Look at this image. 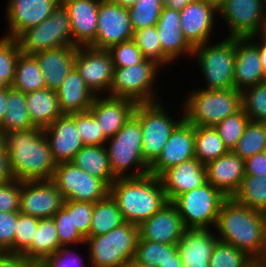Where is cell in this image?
Returning <instances> with one entry per match:
<instances>
[{"mask_svg": "<svg viewBox=\"0 0 266 267\" xmlns=\"http://www.w3.org/2000/svg\"><path fill=\"white\" fill-rule=\"evenodd\" d=\"M6 152L11 172L18 181L51 180L56 169L43 129L6 134Z\"/></svg>", "mask_w": 266, "mask_h": 267, "instance_id": "cell-1", "label": "cell"}, {"mask_svg": "<svg viewBox=\"0 0 266 267\" xmlns=\"http://www.w3.org/2000/svg\"><path fill=\"white\" fill-rule=\"evenodd\" d=\"M218 240L235 246L258 261L266 252L263 212L227 198L221 205L216 226Z\"/></svg>", "mask_w": 266, "mask_h": 267, "instance_id": "cell-2", "label": "cell"}, {"mask_svg": "<svg viewBox=\"0 0 266 267\" xmlns=\"http://www.w3.org/2000/svg\"><path fill=\"white\" fill-rule=\"evenodd\" d=\"M125 222L139 225L158 212L168 200L158 176L117 178L109 187Z\"/></svg>", "mask_w": 266, "mask_h": 267, "instance_id": "cell-3", "label": "cell"}, {"mask_svg": "<svg viewBox=\"0 0 266 267\" xmlns=\"http://www.w3.org/2000/svg\"><path fill=\"white\" fill-rule=\"evenodd\" d=\"M183 104L184 118L194 127L215 126L242 109L241 92L198 89L186 96Z\"/></svg>", "mask_w": 266, "mask_h": 267, "instance_id": "cell-4", "label": "cell"}, {"mask_svg": "<svg viewBox=\"0 0 266 267\" xmlns=\"http://www.w3.org/2000/svg\"><path fill=\"white\" fill-rule=\"evenodd\" d=\"M142 138L140 121L133 115L112 138L107 139L105 147L116 178L140 177L149 173V165L143 157ZM131 167L142 170L126 173Z\"/></svg>", "mask_w": 266, "mask_h": 267, "instance_id": "cell-5", "label": "cell"}, {"mask_svg": "<svg viewBox=\"0 0 266 267\" xmlns=\"http://www.w3.org/2000/svg\"><path fill=\"white\" fill-rule=\"evenodd\" d=\"M138 239V225L128 222L106 234L86 237L90 266L123 267L134 258Z\"/></svg>", "mask_w": 266, "mask_h": 267, "instance_id": "cell-6", "label": "cell"}, {"mask_svg": "<svg viewBox=\"0 0 266 267\" xmlns=\"http://www.w3.org/2000/svg\"><path fill=\"white\" fill-rule=\"evenodd\" d=\"M15 39L20 52L26 55L73 46L71 24L66 8L60 2L50 17L24 30Z\"/></svg>", "mask_w": 266, "mask_h": 267, "instance_id": "cell-7", "label": "cell"}, {"mask_svg": "<svg viewBox=\"0 0 266 267\" xmlns=\"http://www.w3.org/2000/svg\"><path fill=\"white\" fill-rule=\"evenodd\" d=\"M198 67L205 78V89L226 90L234 88L235 38L226 37L217 44L208 42L194 47Z\"/></svg>", "mask_w": 266, "mask_h": 267, "instance_id": "cell-8", "label": "cell"}, {"mask_svg": "<svg viewBox=\"0 0 266 267\" xmlns=\"http://www.w3.org/2000/svg\"><path fill=\"white\" fill-rule=\"evenodd\" d=\"M227 199L208 181L177 196L172 203L187 229H210L216 226L222 203Z\"/></svg>", "mask_w": 266, "mask_h": 267, "instance_id": "cell-9", "label": "cell"}, {"mask_svg": "<svg viewBox=\"0 0 266 267\" xmlns=\"http://www.w3.org/2000/svg\"><path fill=\"white\" fill-rule=\"evenodd\" d=\"M133 115L140 121L145 162L150 166L159 156L174 128L184 119H172L160 101L138 103Z\"/></svg>", "mask_w": 266, "mask_h": 267, "instance_id": "cell-10", "label": "cell"}, {"mask_svg": "<svg viewBox=\"0 0 266 267\" xmlns=\"http://www.w3.org/2000/svg\"><path fill=\"white\" fill-rule=\"evenodd\" d=\"M160 67L155 61L145 59L130 67L114 68L107 96L130 99L136 104L159 101L154 83L157 82L156 75Z\"/></svg>", "mask_w": 266, "mask_h": 267, "instance_id": "cell-11", "label": "cell"}, {"mask_svg": "<svg viewBox=\"0 0 266 267\" xmlns=\"http://www.w3.org/2000/svg\"><path fill=\"white\" fill-rule=\"evenodd\" d=\"M51 181L64 200L95 203L109 194V187L102 180L83 171L73 162L57 164Z\"/></svg>", "mask_w": 266, "mask_h": 267, "instance_id": "cell-12", "label": "cell"}, {"mask_svg": "<svg viewBox=\"0 0 266 267\" xmlns=\"http://www.w3.org/2000/svg\"><path fill=\"white\" fill-rule=\"evenodd\" d=\"M226 22L230 38H248L264 33L266 8L263 0H227L218 10Z\"/></svg>", "mask_w": 266, "mask_h": 267, "instance_id": "cell-13", "label": "cell"}, {"mask_svg": "<svg viewBox=\"0 0 266 267\" xmlns=\"http://www.w3.org/2000/svg\"><path fill=\"white\" fill-rule=\"evenodd\" d=\"M133 32L128 8L111 0H101L96 37L89 47L108 50L114 45L131 40Z\"/></svg>", "mask_w": 266, "mask_h": 267, "instance_id": "cell-14", "label": "cell"}, {"mask_svg": "<svg viewBox=\"0 0 266 267\" xmlns=\"http://www.w3.org/2000/svg\"><path fill=\"white\" fill-rule=\"evenodd\" d=\"M75 68L95 96L110 92L114 66L108 50L77 47Z\"/></svg>", "mask_w": 266, "mask_h": 267, "instance_id": "cell-15", "label": "cell"}, {"mask_svg": "<svg viewBox=\"0 0 266 267\" xmlns=\"http://www.w3.org/2000/svg\"><path fill=\"white\" fill-rule=\"evenodd\" d=\"M64 198L51 180L21 182L19 212L51 218L63 206Z\"/></svg>", "mask_w": 266, "mask_h": 267, "instance_id": "cell-16", "label": "cell"}, {"mask_svg": "<svg viewBox=\"0 0 266 267\" xmlns=\"http://www.w3.org/2000/svg\"><path fill=\"white\" fill-rule=\"evenodd\" d=\"M195 127L185 118L174 128L158 158L149 166V173L160 176L165 170L195 158Z\"/></svg>", "mask_w": 266, "mask_h": 267, "instance_id": "cell-17", "label": "cell"}, {"mask_svg": "<svg viewBox=\"0 0 266 267\" xmlns=\"http://www.w3.org/2000/svg\"><path fill=\"white\" fill-rule=\"evenodd\" d=\"M61 0H9L6 9L8 33L16 38L24 30L40 24L51 16Z\"/></svg>", "mask_w": 266, "mask_h": 267, "instance_id": "cell-18", "label": "cell"}, {"mask_svg": "<svg viewBox=\"0 0 266 267\" xmlns=\"http://www.w3.org/2000/svg\"><path fill=\"white\" fill-rule=\"evenodd\" d=\"M138 229L139 239L177 244L187 228L175 205L168 202L149 219L141 222Z\"/></svg>", "mask_w": 266, "mask_h": 267, "instance_id": "cell-19", "label": "cell"}, {"mask_svg": "<svg viewBox=\"0 0 266 267\" xmlns=\"http://www.w3.org/2000/svg\"><path fill=\"white\" fill-rule=\"evenodd\" d=\"M43 132L56 164L72 162L84 146L76 121L69 114L59 116L51 125L45 127Z\"/></svg>", "mask_w": 266, "mask_h": 267, "instance_id": "cell-20", "label": "cell"}, {"mask_svg": "<svg viewBox=\"0 0 266 267\" xmlns=\"http://www.w3.org/2000/svg\"><path fill=\"white\" fill-rule=\"evenodd\" d=\"M155 26L163 50V65L172 64L184 55L192 57L194 47L181 31L180 11L165 4Z\"/></svg>", "mask_w": 266, "mask_h": 267, "instance_id": "cell-21", "label": "cell"}, {"mask_svg": "<svg viewBox=\"0 0 266 267\" xmlns=\"http://www.w3.org/2000/svg\"><path fill=\"white\" fill-rule=\"evenodd\" d=\"M216 14L218 11L205 0L190 2L180 11L181 31L193 47L210 43Z\"/></svg>", "mask_w": 266, "mask_h": 267, "instance_id": "cell-22", "label": "cell"}, {"mask_svg": "<svg viewBox=\"0 0 266 267\" xmlns=\"http://www.w3.org/2000/svg\"><path fill=\"white\" fill-rule=\"evenodd\" d=\"M100 1L61 0L69 15L73 46L89 47L94 42Z\"/></svg>", "mask_w": 266, "mask_h": 267, "instance_id": "cell-23", "label": "cell"}, {"mask_svg": "<svg viewBox=\"0 0 266 267\" xmlns=\"http://www.w3.org/2000/svg\"><path fill=\"white\" fill-rule=\"evenodd\" d=\"M136 103L130 99L95 96L89 110L99 122L104 136L112 138L133 116Z\"/></svg>", "mask_w": 266, "mask_h": 267, "instance_id": "cell-24", "label": "cell"}, {"mask_svg": "<svg viewBox=\"0 0 266 267\" xmlns=\"http://www.w3.org/2000/svg\"><path fill=\"white\" fill-rule=\"evenodd\" d=\"M159 178L168 202H172L180 194L207 182L206 166L192 158L165 170Z\"/></svg>", "mask_w": 266, "mask_h": 267, "instance_id": "cell-25", "label": "cell"}, {"mask_svg": "<svg viewBox=\"0 0 266 267\" xmlns=\"http://www.w3.org/2000/svg\"><path fill=\"white\" fill-rule=\"evenodd\" d=\"M205 166L207 181L227 198H233L245 176L244 159L229 151Z\"/></svg>", "mask_w": 266, "mask_h": 267, "instance_id": "cell-26", "label": "cell"}, {"mask_svg": "<svg viewBox=\"0 0 266 267\" xmlns=\"http://www.w3.org/2000/svg\"><path fill=\"white\" fill-rule=\"evenodd\" d=\"M263 67L257 47L248 38H235L234 88L240 92L261 84Z\"/></svg>", "mask_w": 266, "mask_h": 267, "instance_id": "cell-27", "label": "cell"}, {"mask_svg": "<svg viewBox=\"0 0 266 267\" xmlns=\"http://www.w3.org/2000/svg\"><path fill=\"white\" fill-rule=\"evenodd\" d=\"M218 241L211 229H186L177 243L183 267H209L212 250Z\"/></svg>", "mask_w": 266, "mask_h": 267, "instance_id": "cell-28", "label": "cell"}, {"mask_svg": "<svg viewBox=\"0 0 266 267\" xmlns=\"http://www.w3.org/2000/svg\"><path fill=\"white\" fill-rule=\"evenodd\" d=\"M76 49L75 46H65L34 54L40 65L46 88L57 91L61 87L67 75L75 67Z\"/></svg>", "mask_w": 266, "mask_h": 267, "instance_id": "cell-29", "label": "cell"}, {"mask_svg": "<svg viewBox=\"0 0 266 267\" xmlns=\"http://www.w3.org/2000/svg\"><path fill=\"white\" fill-rule=\"evenodd\" d=\"M56 94L61 113L69 115L89 110L95 97L75 67Z\"/></svg>", "mask_w": 266, "mask_h": 267, "instance_id": "cell-30", "label": "cell"}, {"mask_svg": "<svg viewBox=\"0 0 266 267\" xmlns=\"http://www.w3.org/2000/svg\"><path fill=\"white\" fill-rule=\"evenodd\" d=\"M26 104L32 124L44 129L62 115L56 91L48 88L26 93Z\"/></svg>", "mask_w": 266, "mask_h": 267, "instance_id": "cell-31", "label": "cell"}, {"mask_svg": "<svg viewBox=\"0 0 266 267\" xmlns=\"http://www.w3.org/2000/svg\"><path fill=\"white\" fill-rule=\"evenodd\" d=\"M60 247L54 219L40 218L31 245L21 255L38 265Z\"/></svg>", "mask_w": 266, "mask_h": 267, "instance_id": "cell-32", "label": "cell"}, {"mask_svg": "<svg viewBox=\"0 0 266 267\" xmlns=\"http://www.w3.org/2000/svg\"><path fill=\"white\" fill-rule=\"evenodd\" d=\"M72 162L83 171L102 180L108 187L117 179L112 173L105 145L83 146Z\"/></svg>", "mask_w": 266, "mask_h": 267, "instance_id": "cell-33", "label": "cell"}, {"mask_svg": "<svg viewBox=\"0 0 266 267\" xmlns=\"http://www.w3.org/2000/svg\"><path fill=\"white\" fill-rule=\"evenodd\" d=\"M7 110L0 129L6 134L13 131L33 129L26 104V93L16 90L11 86L7 88Z\"/></svg>", "mask_w": 266, "mask_h": 267, "instance_id": "cell-34", "label": "cell"}, {"mask_svg": "<svg viewBox=\"0 0 266 267\" xmlns=\"http://www.w3.org/2000/svg\"><path fill=\"white\" fill-rule=\"evenodd\" d=\"M11 87L23 93L46 88L40 65L34 55L19 54Z\"/></svg>", "mask_w": 266, "mask_h": 267, "instance_id": "cell-35", "label": "cell"}, {"mask_svg": "<svg viewBox=\"0 0 266 267\" xmlns=\"http://www.w3.org/2000/svg\"><path fill=\"white\" fill-rule=\"evenodd\" d=\"M124 222L117 203L108 194L104 199L93 203L90 236L106 234Z\"/></svg>", "mask_w": 266, "mask_h": 267, "instance_id": "cell-36", "label": "cell"}, {"mask_svg": "<svg viewBox=\"0 0 266 267\" xmlns=\"http://www.w3.org/2000/svg\"><path fill=\"white\" fill-rule=\"evenodd\" d=\"M194 150L195 158L205 165L229 152L213 126L195 127Z\"/></svg>", "mask_w": 266, "mask_h": 267, "instance_id": "cell-37", "label": "cell"}, {"mask_svg": "<svg viewBox=\"0 0 266 267\" xmlns=\"http://www.w3.org/2000/svg\"><path fill=\"white\" fill-rule=\"evenodd\" d=\"M233 199L241 205L264 212L266 210V175H245Z\"/></svg>", "mask_w": 266, "mask_h": 267, "instance_id": "cell-38", "label": "cell"}, {"mask_svg": "<svg viewBox=\"0 0 266 267\" xmlns=\"http://www.w3.org/2000/svg\"><path fill=\"white\" fill-rule=\"evenodd\" d=\"M264 151H266V123L249 121L233 152L246 160Z\"/></svg>", "mask_w": 266, "mask_h": 267, "instance_id": "cell-39", "label": "cell"}, {"mask_svg": "<svg viewBox=\"0 0 266 267\" xmlns=\"http://www.w3.org/2000/svg\"><path fill=\"white\" fill-rule=\"evenodd\" d=\"M177 252V244H162L138 239L134 259L143 264L159 267L161 263L171 259Z\"/></svg>", "mask_w": 266, "mask_h": 267, "instance_id": "cell-40", "label": "cell"}, {"mask_svg": "<svg viewBox=\"0 0 266 267\" xmlns=\"http://www.w3.org/2000/svg\"><path fill=\"white\" fill-rule=\"evenodd\" d=\"M164 5L163 0H138L128 7L133 30L155 26Z\"/></svg>", "mask_w": 266, "mask_h": 267, "instance_id": "cell-41", "label": "cell"}, {"mask_svg": "<svg viewBox=\"0 0 266 267\" xmlns=\"http://www.w3.org/2000/svg\"><path fill=\"white\" fill-rule=\"evenodd\" d=\"M255 260L233 245L217 241L209 260V267H248Z\"/></svg>", "mask_w": 266, "mask_h": 267, "instance_id": "cell-42", "label": "cell"}, {"mask_svg": "<svg viewBox=\"0 0 266 267\" xmlns=\"http://www.w3.org/2000/svg\"><path fill=\"white\" fill-rule=\"evenodd\" d=\"M19 45L14 38H0V89H7L14 80Z\"/></svg>", "mask_w": 266, "mask_h": 267, "instance_id": "cell-43", "label": "cell"}, {"mask_svg": "<svg viewBox=\"0 0 266 267\" xmlns=\"http://www.w3.org/2000/svg\"><path fill=\"white\" fill-rule=\"evenodd\" d=\"M249 121V117L242 108L214 126L228 151L235 149Z\"/></svg>", "mask_w": 266, "mask_h": 267, "instance_id": "cell-44", "label": "cell"}, {"mask_svg": "<svg viewBox=\"0 0 266 267\" xmlns=\"http://www.w3.org/2000/svg\"><path fill=\"white\" fill-rule=\"evenodd\" d=\"M242 108L250 121L266 123V87L261 83L241 92Z\"/></svg>", "mask_w": 266, "mask_h": 267, "instance_id": "cell-45", "label": "cell"}, {"mask_svg": "<svg viewBox=\"0 0 266 267\" xmlns=\"http://www.w3.org/2000/svg\"><path fill=\"white\" fill-rule=\"evenodd\" d=\"M76 121V127L84 146L105 145L107 138L104 136L99 122L92 115L90 110L70 114Z\"/></svg>", "mask_w": 266, "mask_h": 267, "instance_id": "cell-46", "label": "cell"}, {"mask_svg": "<svg viewBox=\"0 0 266 267\" xmlns=\"http://www.w3.org/2000/svg\"><path fill=\"white\" fill-rule=\"evenodd\" d=\"M132 40L146 59L155 61L163 67V50L156 26L134 31Z\"/></svg>", "mask_w": 266, "mask_h": 267, "instance_id": "cell-47", "label": "cell"}, {"mask_svg": "<svg viewBox=\"0 0 266 267\" xmlns=\"http://www.w3.org/2000/svg\"><path fill=\"white\" fill-rule=\"evenodd\" d=\"M39 219L40 218L38 217L29 216L17 212L14 242L7 253L21 255L31 245V241L36 232Z\"/></svg>", "mask_w": 266, "mask_h": 267, "instance_id": "cell-48", "label": "cell"}, {"mask_svg": "<svg viewBox=\"0 0 266 267\" xmlns=\"http://www.w3.org/2000/svg\"><path fill=\"white\" fill-rule=\"evenodd\" d=\"M55 221L60 246L85 244V237L73 227L71 213L62 206L52 217Z\"/></svg>", "mask_w": 266, "mask_h": 267, "instance_id": "cell-49", "label": "cell"}, {"mask_svg": "<svg viewBox=\"0 0 266 267\" xmlns=\"http://www.w3.org/2000/svg\"><path fill=\"white\" fill-rule=\"evenodd\" d=\"M108 51L111 54L114 68L130 67L146 59L132 39L114 45Z\"/></svg>", "mask_w": 266, "mask_h": 267, "instance_id": "cell-50", "label": "cell"}, {"mask_svg": "<svg viewBox=\"0 0 266 267\" xmlns=\"http://www.w3.org/2000/svg\"><path fill=\"white\" fill-rule=\"evenodd\" d=\"M63 207L71 213L73 227H76L85 238L90 237L93 203L64 200Z\"/></svg>", "mask_w": 266, "mask_h": 267, "instance_id": "cell-51", "label": "cell"}, {"mask_svg": "<svg viewBox=\"0 0 266 267\" xmlns=\"http://www.w3.org/2000/svg\"><path fill=\"white\" fill-rule=\"evenodd\" d=\"M21 181L0 184V212H19Z\"/></svg>", "mask_w": 266, "mask_h": 267, "instance_id": "cell-52", "label": "cell"}, {"mask_svg": "<svg viewBox=\"0 0 266 267\" xmlns=\"http://www.w3.org/2000/svg\"><path fill=\"white\" fill-rule=\"evenodd\" d=\"M70 254H75V257ZM80 257V255L74 253L71 249L69 250L68 246H61L57 251L47 256L38 264V267H85L83 259Z\"/></svg>", "mask_w": 266, "mask_h": 267, "instance_id": "cell-53", "label": "cell"}, {"mask_svg": "<svg viewBox=\"0 0 266 267\" xmlns=\"http://www.w3.org/2000/svg\"><path fill=\"white\" fill-rule=\"evenodd\" d=\"M17 212H0V252H7L13 245Z\"/></svg>", "mask_w": 266, "mask_h": 267, "instance_id": "cell-54", "label": "cell"}, {"mask_svg": "<svg viewBox=\"0 0 266 267\" xmlns=\"http://www.w3.org/2000/svg\"><path fill=\"white\" fill-rule=\"evenodd\" d=\"M245 175H266V151L244 160Z\"/></svg>", "mask_w": 266, "mask_h": 267, "instance_id": "cell-55", "label": "cell"}, {"mask_svg": "<svg viewBox=\"0 0 266 267\" xmlns=\"http://www.w3.org/2000/svg\"><path fill=\"white\" fill-rule=\"evenodd\" d=\"M0 267H38L23 255L0 252Z\"/></svg>", "mask_w": 266, "mask_h": 267, "instance_id": "cell-56", "label": "cell"}, {"mask_svg": "<svg viewBox=\"0 0 266 267\" xmlns=\"http://www.w3.org/2000/svg\"><path fill=\"white\" fill-rule=\"evenodd\" d=\"M7 152L0 154V184L14 180Z\"/></svg>", "mask_w": 266, "mask_h": 267, "instance_id": "cell-57", "label": "cell"}, {"mask_svg": "<svg viewBox=\"0 0 266 267\" xmlns=\"http://www.w3.org/2000/svg\"><path fill=\"white\" fill-rule=\"evenodd\" d=\"M261 39L259 38V42H257L256 39H258L256 37V35L248 37V39L257 47L258 49V53L260 56V62L261 65L263 67V71H264V76H266V35L264 33H261ZM254 40V41H253ZM256 40V41H255ZM255 42V43H254Z\"/></svg>", "mask_w": 266, "mask_h": 267, "instance_id": "cell-58", "label": "cell"}, {"mask_svg": "<svg viewBox=\"0 0 266 267\" xmlns=\"http://www.w3.org/2000/svg\"><path fill=\"white\" fill-rule=\"evenodd\" d=\"M7 89H0V125L3 122L7 110Z\"/></svg>", "mask_w": 266, "mask_h": 267, "instance_id": "cell-59", "label": "cell"}, {"mask_svg": "<svg viewBox=\"0 0 266 267\" xmlns=\"http://www.w3.org/2000/svg\"><path fill=\"white\" fill-rule=\"evenodd\" d=\"M195 0H165V4L172 9L181 11L188 3Z\"/></svg>", "mask_w": 266, "mask_h": 267, "instance_id": "cell-60", "label": "cell"}, {"mask_svg": "<svg viewBox=\"0 0 266 267\" xmlns=\"http://www.w3.org/2000/svg\"><path fill=\"white\" fill-rule=\"evenodd\" d=\"M159 267H183L179 253L177 252L171 259L161 263Z\"/></svg>", "mask_w": 266, "mask_h": 267, "instance_id": "cell-61", "label": "cell"}, {"mask_svg": "<svg viewBox=\"0 0 266 267\" xmlns=\"http://www.w3.org/2000/svg\"><path fill=\"white\" fill-rule=\"evenodd\" d=\"M123 267H156L154 265H150V264H143L138 262L137 260H135L134 258L130 259L129 261H127Z\"/></svg>", "mask_w": 266, "mask_h": 267, "instance_id": "cell-62", "label": "cell"}, {"mask_svg": "<svg viewBox=\"0 0 266 267\" xmlns=\"http://www.w3.org/2000/svg\"><path fill=\"white\" fill-rule=\"evenodd\" d=\"M6 152V133L0 129V154Z\"/></svg>", "mask_w": 266, "mask_h": 267, "instance_id": "cell-63", "label": "cell"}, {"mask_svg": "<svg viewBox=\"0 0 266 267\" xmlns=\"http://www.w3.org/2000/svg\"><path fill=\"white\" fill-rule=\"evenodd\" d=\"M209 5L213 6L217 11L227 0H205Z\"/></svg>", "mask_w": 266, "mask_h": 267, "instance_id": "cell-64", "label": "cell"}, {"mask_svg": "<svg viewBox=\"0 0 266 267\" xmlns=\"http://www.w3.org/2000/svg\"><path fill=\"white\" fill-rule=\"evenodd\" d=\"M111 1L116 2V3L120 4L121 6L128 8L132 5H134L138 0H111Z\"/></svg>", "mask_w": 266, "mask_h": 267, "instance_id": "cell-65", "label": "cell"}, {"mask_svg": "<svg viewBox=\"0 0 266 267\" xmlns=\"http://www.w3.org/2000/svg\"><path fill=\"white\" fill-rule=\"evenodd\" d=\"M258 261L260 262L262 267H266V252Z\"/></svg>", "mask_w": 266, "mask_h": 267, "instance_id": "cell-66", "label": "cell"}, {"mask_svg": "<svg viewBox=\"0 0 266 267\" xmlns=\"http://www.w3.org/2000/svg\"><path fill=\"white\" fill-rule=\"evenodd\" d=\"M248 267H262L259 261H254L250 266Z\"/></svg>", "mask_w": 266, "mask_h": 267, "instance_id": "cell-67", "label": "cell"}, {"mask_svg": "<svg viewBox=\"0 0 266 267\" xmlns=\"http://www.w3.org/2000/svg\"><path fill=\"white\" fill-rule=\"evenodd\" d=\"M263 216H264L265 239H266V210L263 212Z\"/></svg>", "mask_w": 266, "mask_h": 267, "instance_id": "cell-68", "label": "cell"}, {"mask_svg": "<svg viewBox=\"0 0 266 267\" xmlns=\"http://www.w3.org/2000/svg\"><path fill=\"white\" fill-rule=\"evenodd\" d=\"M262 84L266 87V76H264Z\"/></svg>", "mask_w": 266, "mask_h": 267, "instance_id": "cell-69", "label": "cell"}, {"mask_svg": "<svg viewBox=\"0 0 266 267\" xmlns=\"http://www.w3.org/2000/svg\"><path fill=\"white\" fill-rule=\"evenodd\" d=\"M263 3H264V6H265V8H266V0H263Z\"/></svg>", "mask_w": 266, "mask_h": 267, "instance_id": "cell-70", "label": "cell"}]
</instances>
